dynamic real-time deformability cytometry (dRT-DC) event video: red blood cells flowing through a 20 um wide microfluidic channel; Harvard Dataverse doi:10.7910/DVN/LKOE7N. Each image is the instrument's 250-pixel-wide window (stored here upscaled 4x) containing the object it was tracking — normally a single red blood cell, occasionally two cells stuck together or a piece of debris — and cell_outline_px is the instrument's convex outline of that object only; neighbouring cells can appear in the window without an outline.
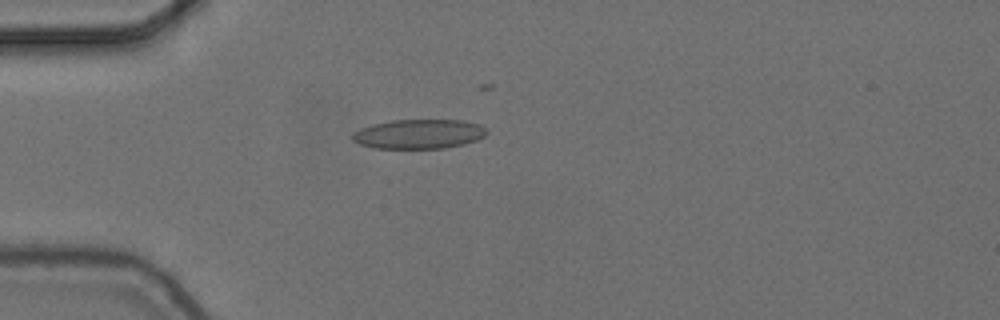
{"species": "common noctule bat (a hibernating species)", "species_latin": "Nyctalus noctula", "temperature_condition": "cold", "stored_images_in_passage": 4, "camera_frame_rate_fps": 3000, "um_per_image_px": 0.085, "animal": {"sex": "female", "body_mass_g": 24.6, "forearm_length_mm": 56.2}, "frame": {"image": 1, "passage_image": 4, "time_ms": 1.0, "image_size_px": [1000, 320], "cell_outline_px": [[488, 132], [484, 136], [476, 140], [464, 144], [444, 148], [372, 148], [360, 144], [352, 140], [352, 132], [360, 128], [372, 124], [392, 120], [464, 120], [480, 124]], "centroid_in_image_um": [35.58, 11.38], "position_along_channel_um": 49.4, "area_um2": 23.12}}